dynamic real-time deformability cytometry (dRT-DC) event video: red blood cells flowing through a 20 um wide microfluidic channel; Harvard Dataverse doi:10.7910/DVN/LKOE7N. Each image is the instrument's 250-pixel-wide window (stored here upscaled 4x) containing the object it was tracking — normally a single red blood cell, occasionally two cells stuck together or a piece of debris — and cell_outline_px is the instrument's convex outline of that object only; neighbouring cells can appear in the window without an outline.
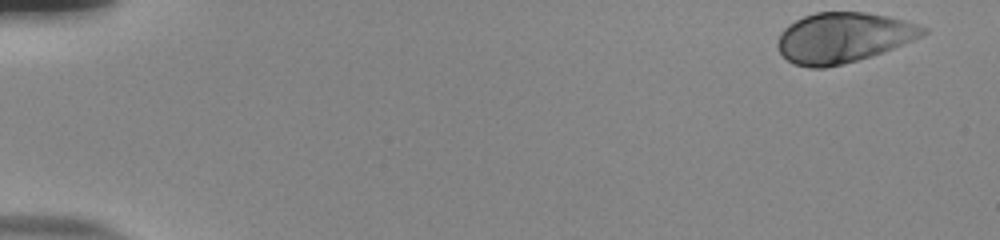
{"species": "human", "species_latin": "Homo sapiens", "temperature_condition": "room temperature", "stored_images_in_passage": 53, "camera_frame_rate_fps": 3000, "um_per_image_px": 0.085, "donor": {"sex": "male"}, "frame": {"image": 1, "passage_image": 1, "time_ms": 0.0, "image_size_px": [1000, 240], "cell_outline_px": [[928, 32], [904, 44], [856, 60], [824, 68], [808, 68], [792, 64], [780, 52], [776, 44], [776, 40], [780, 32], [784, 28], [796, 20], [804, 16], [816, 12], [864, 12], [888, 16], [904, 20], [928, 28]], "centroid_in_image_um": [71.63, 3.19], "position_along_channel_um": 13.4, "area_um2": 42.25}}
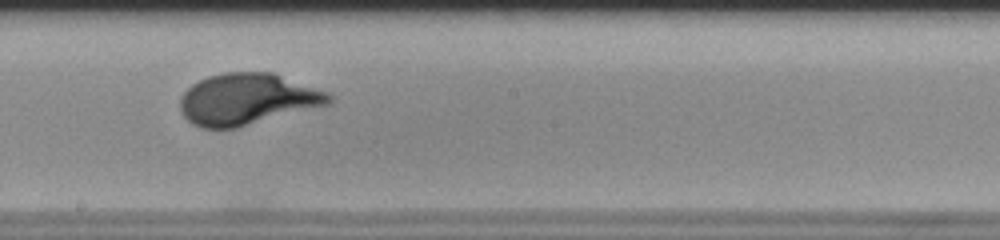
{"frame": {"image": 2, "passage_image": 30, "time_ms": 9.667, "image_size_px": [1000, 240], "cell_outline_px": [[332, 100], [328, 104], [236, 128], [204, 128], [192, 124], [180, 112], [180, 96], [192, 84], [208, 76], [224, 72], [276, 72], [328, 92], [332, 96]], "centroid_in_image_um": [21.01, 8.41], "position_along_channel_um": 227.2, "area_um2": 44.62}}
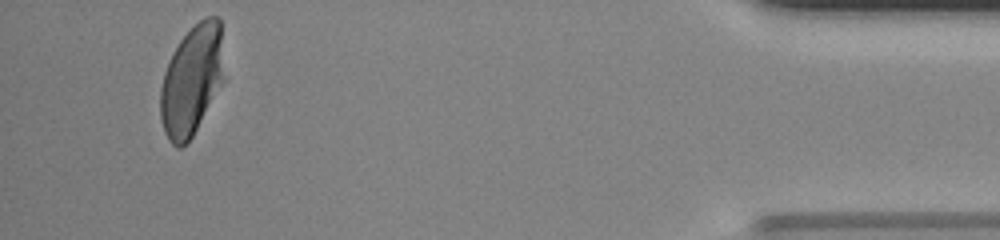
{"frame": {"image": 3, "passage_image": 50, "time_ms": 16.333, "image_size_px": [1000, 240], "cell_outline_px": [[224, 80], [192, 136], [180, 148], [176, 148], [168, 140], [164, 132], [160, 116], [160, 88], [164, 72], [172, 52], [180, 40], [200, 20], [208, 16], [216, 16], [220, 20]], "centroid_in_image_um": [16.28, 6.84], "position_along_channel_um": 418.9, "area_um2": 40.58}, "authors_computed_cell_mechanics": {"area_um2": 42.5986, "velocity_mm_per_s": 3.7942, "shape_relaxation_time_tau1_ms": 3.312, "shape_relaxation_time_tau2_ms": null, "deformation_change_tau1": 0.1662, "deformation_change_tau2": null}}